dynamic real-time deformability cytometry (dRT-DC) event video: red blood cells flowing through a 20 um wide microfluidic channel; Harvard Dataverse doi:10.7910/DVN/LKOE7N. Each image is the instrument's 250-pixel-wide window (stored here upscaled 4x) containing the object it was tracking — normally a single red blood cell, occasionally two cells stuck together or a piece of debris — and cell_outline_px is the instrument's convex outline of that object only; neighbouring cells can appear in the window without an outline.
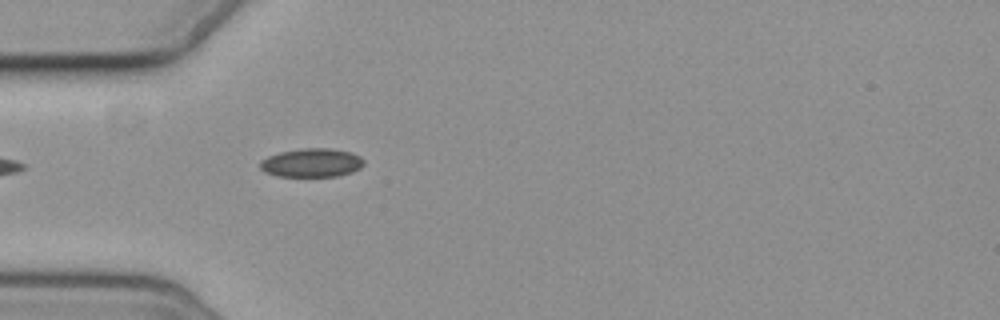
{"species": "common noctule bat (a hibernating species)", "species_latin": "Nyctalus noctula", "temperature_condition": "cold", "stored_images_in_passage": 3, "camera_frame_rate_fps": 3000, "um_per_image_px": 0.085, "animal": {"sex": "female", "body_mass_g": 19.3, "forearm_length_mm": 54.1}, "frame": {"image": 1, "passage_image": 3, "time_ms": 2.333, "image_size_px": [1000, 320], "cell_outline_px": [[364, 164], [360, 168], [352, 172], [336, 176], [280, 176], [264, 172], [260, 168], [260, 160], [268, 156], [280, 152], [300, 148], [332, 148], [352, 152], [360, 156], [364, 160]], "centroid_in_image_um": [26.5, 13.82], "position_along_channel_um": 58.5, "area_um2": 17.46}}